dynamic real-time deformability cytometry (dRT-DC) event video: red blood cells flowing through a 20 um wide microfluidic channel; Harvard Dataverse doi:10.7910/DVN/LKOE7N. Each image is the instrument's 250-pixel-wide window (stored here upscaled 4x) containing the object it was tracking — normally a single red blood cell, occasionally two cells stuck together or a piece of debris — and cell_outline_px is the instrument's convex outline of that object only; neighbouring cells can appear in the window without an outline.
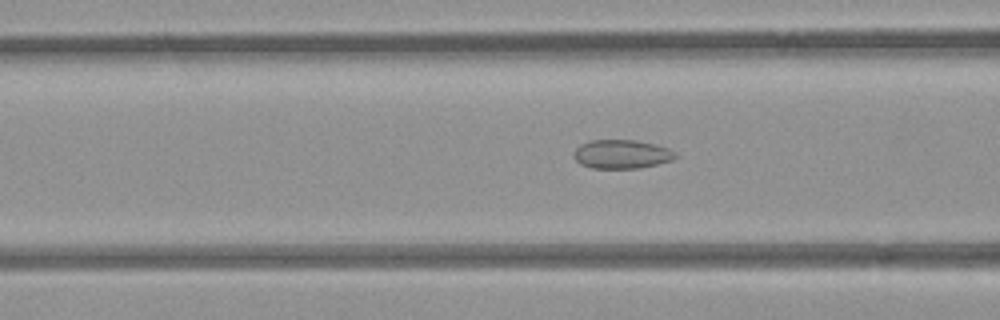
{"species": "common noctule bat (a hibernating species)", "species_latin": "Nyctalus noctula", "temperature_condition": "room temperature", "stored_images_in_passage": 39, "camera_frame_rate_fps": 3000, "um_per_image_px": 0.085, "animal": {"sex": "female", "body_mass_g": 21.9}, "frame": {"image": 1, "passage_image": 6, "time_ms": 1.667, "image_size_px": [1000, 320], "cell_outline_px": [[680, 156], [672, 160], [640, 168], [592, 168], [580, 164], [572, 156], [572, 152], [580, 144], [588, 140], [636, 140], [656, 144], [668, 148], [676, 152]], "centroid_in_image_um": [52.84, 13.09], "position_along_channel_um": 113.8, "area_um2": 17.34}}
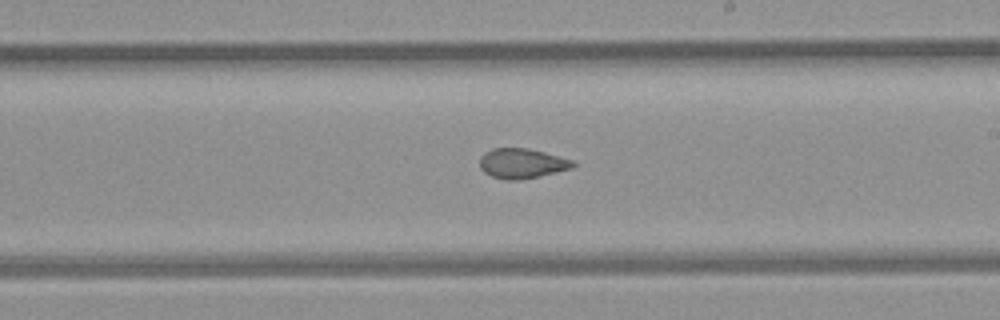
{"frame": {"image": 2, "passage_image": 16, "time_ms": 5.0, "image_size_px": [1000, 320], "cell_outline_px": [[576, 164], [572, 168], [556, 172], [516, 180], [504, 180], [492, 176], [484, 172], [480, 168], [480, 156], [484, 152], [492, 148], [528, 148], [576, 160]], "centroid_in_image_um": [44.37, 13.87], "position_along_channel_um": 244.6, "area_um2": 16.3}}
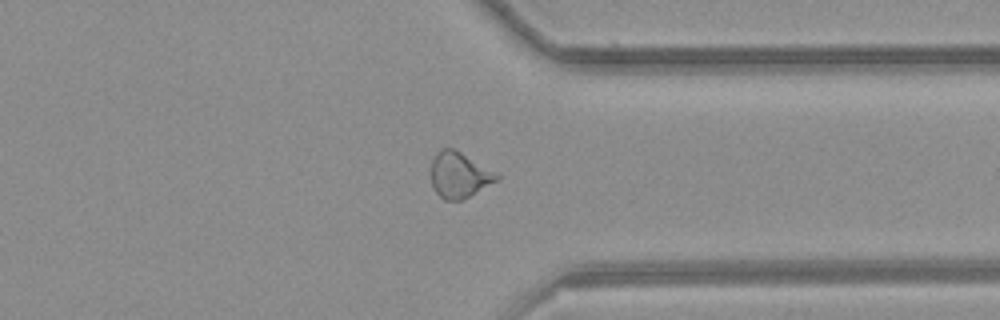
{"frame": {"image": 3, "passage_image": 26, "time_ms": 8.333, "image_size_px": [1000, 320], "cell_outline_px": [[500, 176], [496, 180], [468, 196], [460, 200], [444, 200], [432, 188], [432, 160], [436, 152], [440, 148], [452, 148], [460, 152], [496, 172]], "centroid_in_image_um": [38.99, 14.86], "position_along_channel_um": 372.4, "area_um2": 17.05}}